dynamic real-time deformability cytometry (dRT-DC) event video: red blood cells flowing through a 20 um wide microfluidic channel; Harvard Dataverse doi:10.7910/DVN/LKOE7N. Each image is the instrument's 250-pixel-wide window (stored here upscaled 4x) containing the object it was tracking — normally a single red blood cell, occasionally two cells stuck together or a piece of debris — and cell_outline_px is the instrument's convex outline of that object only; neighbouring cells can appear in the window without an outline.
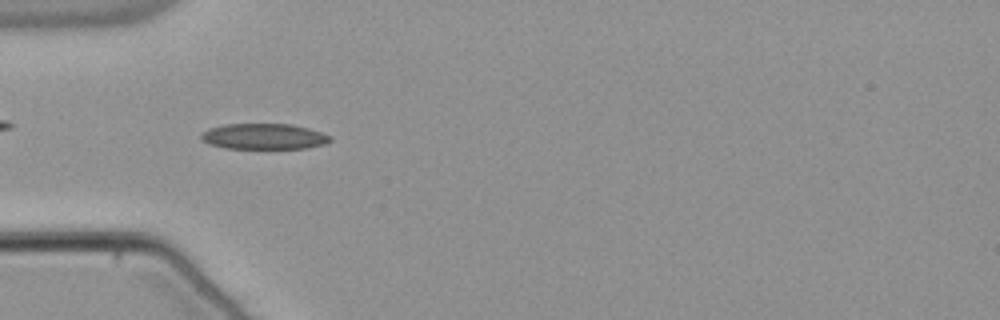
{"species": "common noctule bat (a hibernating species)", "species_latin": "Nyctalus noctula", "temperature_condition": "warm", "stored_images_in_passage": 54, "camera_frame_rate_fps": 3000, "um_per_image_px": 0.085, "animal": {"sex": "male", "body_mass_g": 21.5, "forearm_length_mm": 52.0}, "frame": {"image": 1, "passage_image": 17, "time_ms": 5.333, "image_size_px": [1000, 320], "cell_outline_px": [[332, 140], [324, 144], [308, 148], [224, 148], [208, 144], [200, 136], [208, 128], [228, 124], [292, 124], [308, 128], [332, 136]], "centroid_in_image_um": [22.46, 11.6], "position_along_channel_um": 62.5, "area_um2": 19.25}}
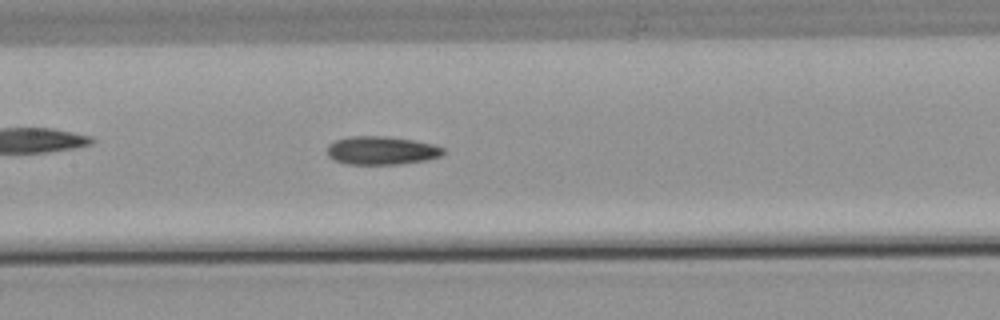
{"frame": {"image": 2, "passage_image": 26, "time_ms": 8.333, "image_size_px": [1000, 320], "cell_outline_px": [[444, 152], [440, 156], [428, 160], [400, 164], [348, 164], [332, 160], [328, 156], [328, 144], [336, 140], [348, 136], [384, 136], [412, 140], [432, 144], [444, 148]], "centroid_in_image_um": [32.41, 12.79], "position_along_channel_um": 175.0, "area_um2": 19.19}}
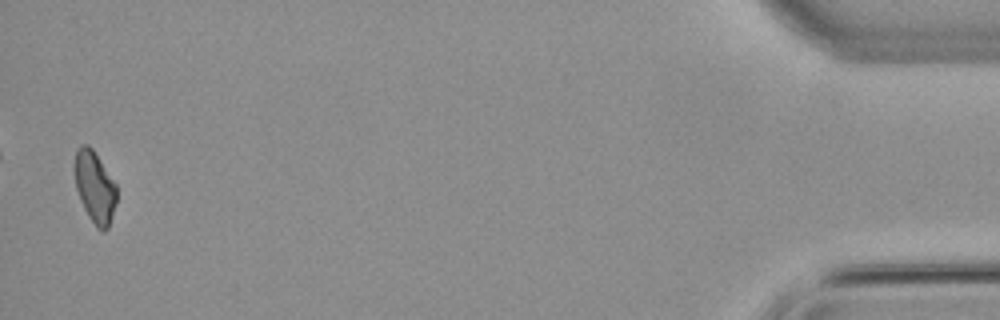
{"frame": {"image": 3, "passage_image": 53, "time_ms": 17.333, "image_size_px": [1000, 320], "cell_outline_px": [[116, 204], [108, 228], [104, 232], [96, 228], [88, 216], [80, 200], [76, 188], [76, 148], [80, 144], [88, 144], [92, 148], [116, 184]], "centroid_in_image_um": [8.07, 15.93], "position_along_channel_um": 427.1, "area_um2": 17.34}}